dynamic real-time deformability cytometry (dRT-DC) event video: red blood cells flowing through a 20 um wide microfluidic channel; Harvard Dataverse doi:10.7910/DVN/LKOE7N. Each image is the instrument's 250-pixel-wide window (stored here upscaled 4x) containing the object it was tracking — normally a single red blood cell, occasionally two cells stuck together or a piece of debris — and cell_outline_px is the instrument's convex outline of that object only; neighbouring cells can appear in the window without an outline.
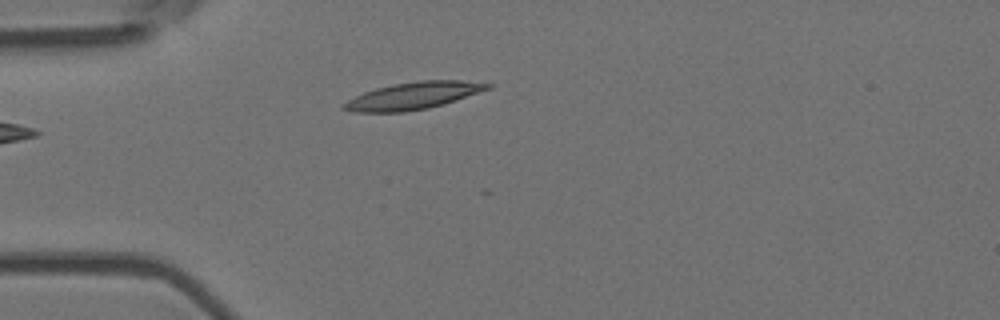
{"species": "Egyptian fruit bat (a non-hibernating species)", "species_latin": "Rousettus aegyptiacus", "temperature_condition": "room temperature", "stored_images_in_passage": 4, "camera_frame_rate_fps": 3000, "um_per_image_px": 0.085, "animal": {"sex": "female"}, "frame": {"image": 1, "passage_image": 4, "time_ms": 1.0, "image_size_px": [1000, 320], "cell_outline_px": [[496, 84], [492, 88], [444, 104], [428, 108], [404, 112], [352, 112], [340, 108], [340, 104], [364, 92], [376, 88], [392, 84], [420, 80], [460, 80]], "centroid_in_image_um": [35.13, 8.14], "position_along_channel_um": 49.9, "area_um2": 22.95}}